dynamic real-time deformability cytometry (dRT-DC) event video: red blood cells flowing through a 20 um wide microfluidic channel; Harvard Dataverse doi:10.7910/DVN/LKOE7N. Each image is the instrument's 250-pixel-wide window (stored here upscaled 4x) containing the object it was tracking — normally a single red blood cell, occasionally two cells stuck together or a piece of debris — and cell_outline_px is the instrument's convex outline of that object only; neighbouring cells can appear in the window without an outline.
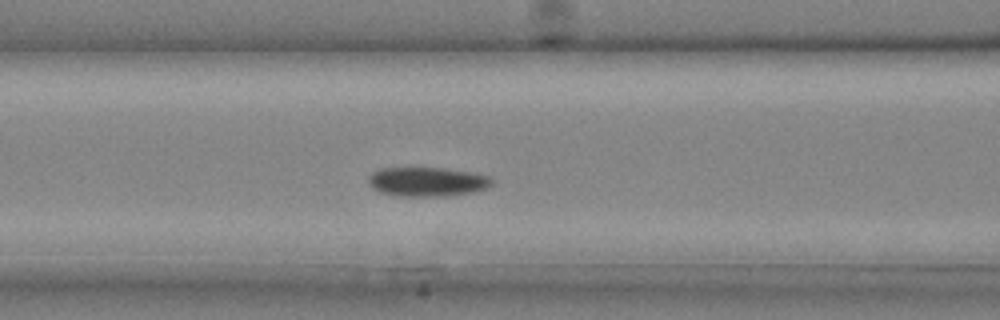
{"species": "common noctule bat (a hibernating species)", "species_latin": "Nyctalus noctula", "temperature_condition": "cold", "stored_images_in_passage": 26, "camera_frame_rate_fps": 3000, "um_per_image_px": 0.085, "animal": {"sex": "male", "body_mass_g": 20.4}, "frame": {"image": 1, "passage_image": 12, "time_ms": 3.667, "image_size_px": [1000, 320], "cell_outline_px": [[492, 184], [476, 192], [444, 196], [396, 196], [380, 192], [372, 188], [368, 184], [368, 176], [372, 172], [380, 168], [444, 168], [468, 172], [488, 176], [492, 180]], "centroid_in_image_um": [36.25, 15.45], "position_along_channel_um": 130.4, "area_um2": 21.04}}
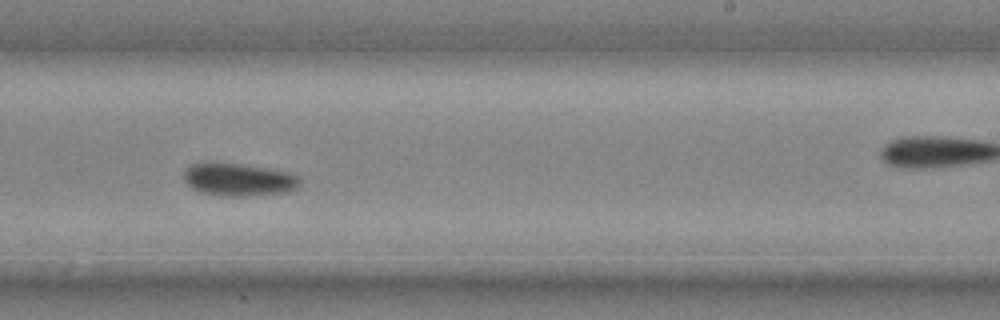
{"frame": {"image": 2, "passage_image": 19, "time_ms": 6.0, "image_size_px": [1000, 320], "cell_outline_px": [[300, 184], [296, 188], [288, 192], [244, 196], [220, 196], [200, 192], [192, 188], [184, 180], [184, 172], [192, 164], [212, 160], [240, 164], [292, 172], [300, 176]], "centroid_in_image_um": [20.28, 15.24], "position_along_channel_um": 268.7, "area_um2": 22.6}}
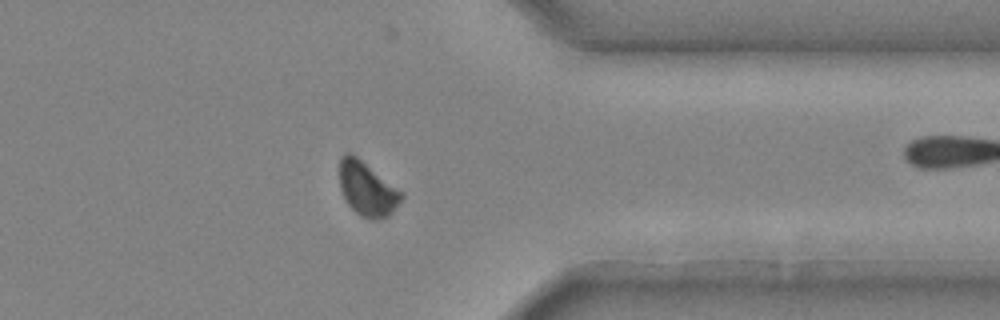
{"frame": {"image": 3, "passage_image": 25, "time_ms": 8.0, "image_size_px": [1000, 320], "cell_outline_px": [[404, 196], [388, 216], [376, 220], [372, 220], [360, 216], [344, 200], [340, 188], [340, 156], [344, 152], [352, 152], [404, 192]], "centroid_in_image_um": [31.2, 16.03], "position_along_channel_um": 380.2, "area_um2": 19.77}}